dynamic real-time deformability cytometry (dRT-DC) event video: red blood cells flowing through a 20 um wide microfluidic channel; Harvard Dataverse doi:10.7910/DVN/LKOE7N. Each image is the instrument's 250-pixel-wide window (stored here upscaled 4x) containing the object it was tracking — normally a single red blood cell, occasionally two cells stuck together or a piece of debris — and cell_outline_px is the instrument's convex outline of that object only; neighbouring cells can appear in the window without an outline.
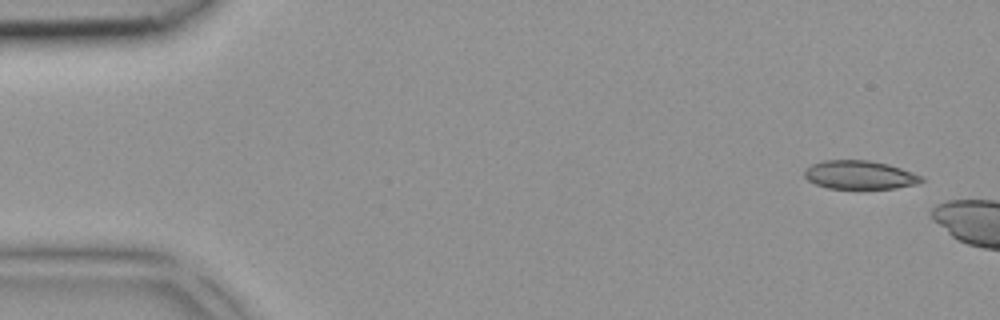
{"species": "common noctule bat (a hibernating species)", "species_latin": "Nyctalus noctula", "temperature_condition": "room temperature", "stored_images_in_passage": 6, "camera_frame_rate_fps": 3000, "um_per_image_px": 0.085, "animal": {"sex": "female", "body_mass_g": 18.4}, "frame": {"image": 1, "passage_image": 1, "time_ms": 0.0, "image_size_px": [1000, 320], "cell_outline_px": [[924, 180], [916, 184], [896, 188], [828, 188], [816, 184], [808, 180], [804, 176], [804, 172], [812, 164], [824, 160], [868, 160], [888, 164], [924, 176]], "centroid_in_image_um": [73.09, 14.86], "position_along_channel_um": 11.9, "area_um2": 19.31}}